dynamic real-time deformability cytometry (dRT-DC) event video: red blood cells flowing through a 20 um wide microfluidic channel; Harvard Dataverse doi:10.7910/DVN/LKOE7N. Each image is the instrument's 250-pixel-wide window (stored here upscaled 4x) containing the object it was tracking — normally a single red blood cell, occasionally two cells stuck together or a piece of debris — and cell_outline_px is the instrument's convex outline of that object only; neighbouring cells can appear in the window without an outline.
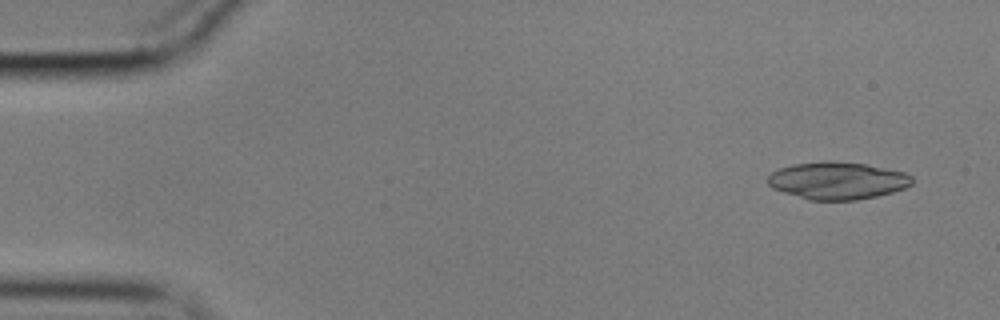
{"species": "common noctule bat (a hibernating species)", "species_latin": "Nyctalus noctula", "temperature_condition": "cold", "stored_images_in_passage": 52, "camera_frame_rate_fps": 3000, "um_per_image_px": 0.085, "animal": {"sex": "male", "body_mass_g": 17.9}, "frame": {"image": 1, "passage_image": 1, "time_ms": 0.0, "image_size_px": [1000, 320], "cell_outline_px": [[912, 184], [904, 188], [892, 192], [876, 196], [856, 200], [808, 200], [772, 188], [768, 184], [768, 176], [772, 172], [780, 168], [796, 164], [864, 164], [904, 172], [912, 176]], "centroid_in_image_um": [71.2, 15.4], "position_along_channel_um": 13.8, "area_um2": 30.23}}